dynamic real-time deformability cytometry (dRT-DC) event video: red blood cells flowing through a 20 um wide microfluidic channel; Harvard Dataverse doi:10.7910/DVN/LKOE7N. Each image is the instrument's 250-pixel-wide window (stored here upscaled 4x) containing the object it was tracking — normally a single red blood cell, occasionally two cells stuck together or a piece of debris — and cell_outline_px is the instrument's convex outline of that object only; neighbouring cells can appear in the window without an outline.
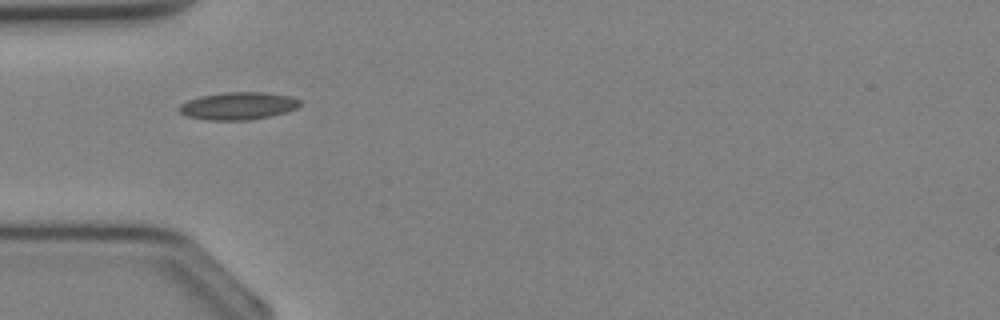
{"species": "Egyptian fruit bat (a non-hibernating species)", "species_latin": "Rousettus aegyptiacus", "temperature_condition": "cold", "stored_images_in_passage": 5, "camera_frame_rate_fps": 3000, "um_per_image_px": 0.085, "animal": {"sex": "female"}, "frame": {"image": 1, "passage_image": 1, "time_ms": 0.0, "image_size_px": [1000, 320], "cell_outline_px": [[300, 104], [296, 108], [284, 112], [268, 116], [248, 120], [208, 120], [188, 116], [180, 112], [180, 104], [188, 100], [200, 96], [224, 92], [264, 92], [288, 96], [300, 100]], "centroid_in_image_um": [20.22, 8.99], "position_along_channel_um": 64.8, "area_um2": 19.07}}
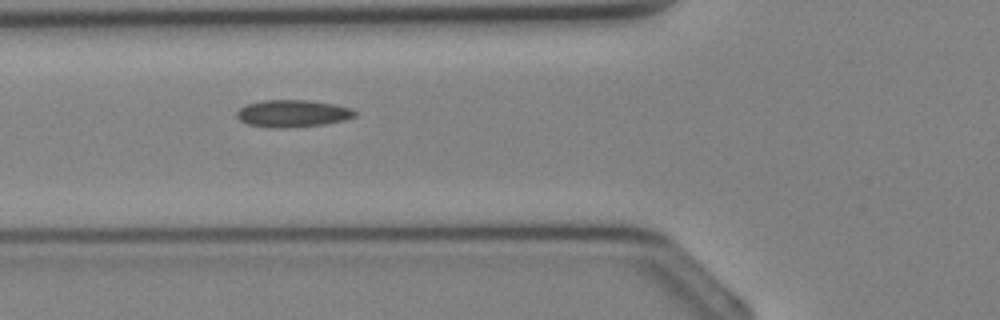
{"frame": {"image": 2, "passage_image": 3, "time_ms": 0.667, "image_size_px": [1000, 320], "cell_outline_px": [[356, 116], [344, 120], [324, 124], [288, 128], [276, 128], [248, 124], [240, 120], [236, 116], [236, 112], [240, 108], [248, 104], [264, 100], [308, 100], [336, 104], [352, 108], [356, 112]], "centroid_in_image_um": [24.9, 9.64], "position_along_channel_um": 100.9, "area_um2": 18.73}}
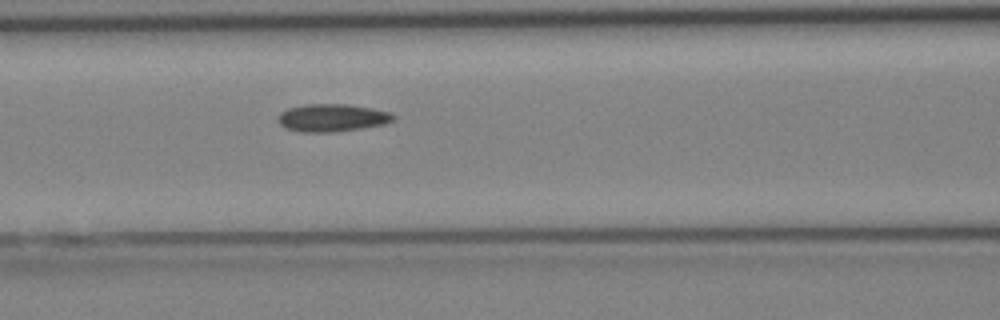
{"frame": {"image": 3, "passage_image": 5, "time_ms": 1.333, "image_size_px": [1000, 320], "cell_outline_px": [[396, 116], [392, 120], [384, 124], [364, 128], [336, 132], [300, 132], [284, 128], [276, 120], [276, 116], [280, 112], [288, 108], [304, 104], [344, 104], [372, 108], [392, 112]], "centroid_in_image_um": [28.19, 10.01], "position_along_channel_um": 138.4, "area_um2": 18.9}}